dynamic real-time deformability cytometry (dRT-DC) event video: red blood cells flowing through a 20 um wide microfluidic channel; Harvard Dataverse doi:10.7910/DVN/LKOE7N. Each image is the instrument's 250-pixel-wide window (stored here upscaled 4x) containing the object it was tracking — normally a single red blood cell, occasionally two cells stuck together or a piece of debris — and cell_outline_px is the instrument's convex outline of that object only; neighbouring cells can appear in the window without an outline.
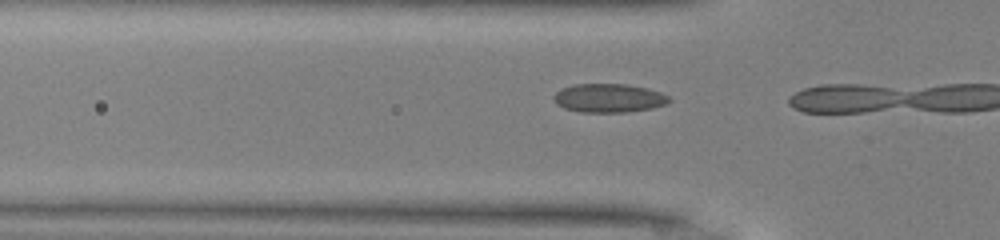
{"species": "common noctule bat (a hibernating species)", "species_latin": "Nyctalus noctula", "temperature_condition": "warm", "stored_images_in_passage": 3, "camera_frame_rate_fps": 3000, "um_per_image_px": 0.085, "animal": {"sex": "male", "body_mass_g": 13.0, "forearm_length_mm": 53.1}, "frame": {"image": 1, "passage_image": 2, "time_ms": 0.333, "image_size_px": [1000, 240], "cell_outline_px": [[672, 100], [664, 104], [652, 108], [628, 112], [580, 112], [564, 108], [556, 104], [552, 96], [560, 88], [572, 84], [628, 84], [648, 88], [660, 92], [668, 96]], "centroid_in_image_um": [51.72, 8.33], "position_along_channel_um": 74.1, "area_um2": 19.48}}